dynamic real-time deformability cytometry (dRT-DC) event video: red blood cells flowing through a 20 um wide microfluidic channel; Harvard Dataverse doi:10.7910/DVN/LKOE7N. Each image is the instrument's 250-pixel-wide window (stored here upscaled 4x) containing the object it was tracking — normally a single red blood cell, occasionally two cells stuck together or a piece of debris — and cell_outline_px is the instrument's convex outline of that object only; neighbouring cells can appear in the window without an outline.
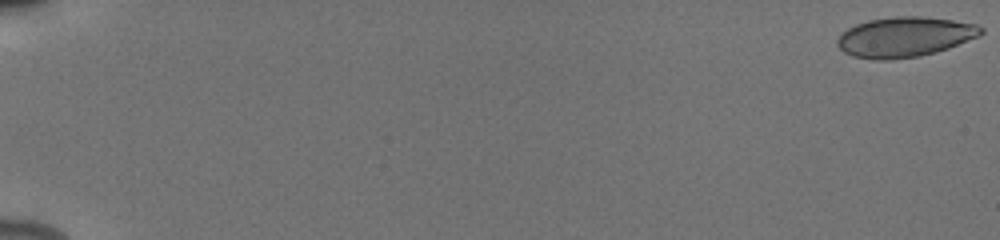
{"species": "human", "species_latin": "Homo sapiens", "temperature_condition": "cold", "stored_images_in_passage": 18, "camera_frame_rate_fps": 3000, "um_per_image_px": 0.085, "donor": {"sex": "male"}, "frame": {"image": 1, "passage_image": 1, "time_ms": 0.0, "image_size_px": [1000, 240], "cell_outline_px": [[984, 32], [980, 36], [948, 48], [936, 52], [920, 56], [888, 60], [876, 60], [852, 56], [844, 52], [836, 44], [836, 40], [848, 28], [856, 24], [868, 20], [892, 16], [920, 16], [952, 20], [976, 24], [984, 28]], "centroid_in_image_um": [76.91, 3.14], "position_along_channel_um": 8.1, "area_um2": 33.64}}
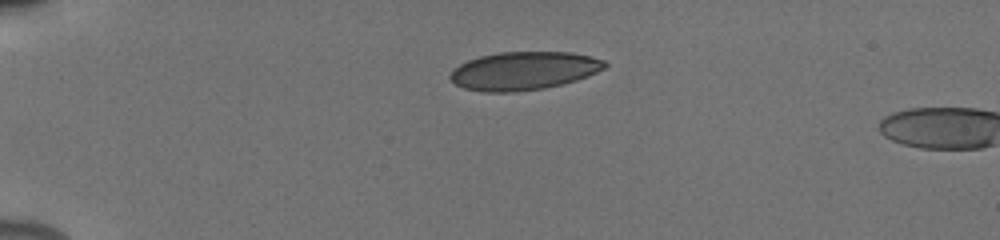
{"frame": {"image": 2, "passage_image": 15, "time_ms": 4.667, "image_size_px": [1000, 240], "cell_outline_px": [[608, 64], [604, 68], [596, 72], [576, 80], [544, 88], [516, 92], [484, 92], [464, 88], [456, 84], [448, 76], [452, 68], [468, 60], [480, 56], [500, 52], [572, 52], [592, 56], [604, 60]], "centroid_in_image_um": [44.5, 6.01], "position_along_channel_um": 40.5, "area_um2": 34.45}}